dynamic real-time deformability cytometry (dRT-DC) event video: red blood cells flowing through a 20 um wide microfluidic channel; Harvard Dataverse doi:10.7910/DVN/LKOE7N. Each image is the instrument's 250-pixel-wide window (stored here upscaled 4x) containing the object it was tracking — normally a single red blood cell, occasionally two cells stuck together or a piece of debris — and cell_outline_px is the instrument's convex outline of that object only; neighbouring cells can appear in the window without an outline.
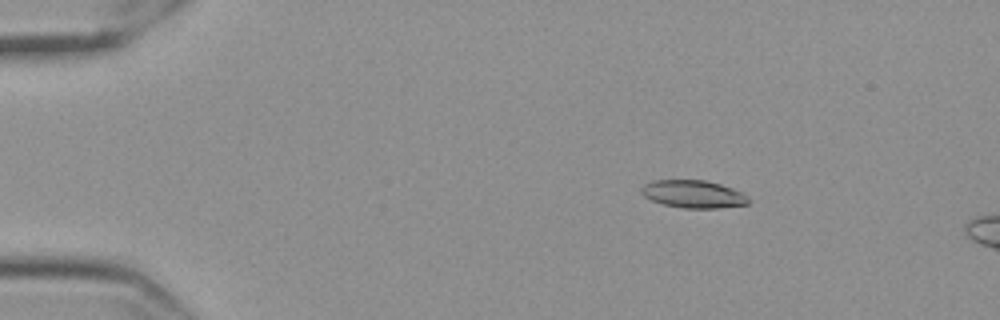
{"species": "Egyptian fruit bat (a non-hibernating species)", "species_latin": "Rousettus aegyptiacus", "temperature_condition": "cold", "stored_images_in_passage": 15, "camera_frame_rate_fps": 3000, "um_per_image_px": 0.085, "frame": {"image": 1, "passage_image": 9, "time_ms": 2.667, "image_size_px": [1000, 320], "cell_outline_px": [[748, 204], [720, 208], [684, 208], [664, 204], [652, 200], [644, 196], [640, 192], [640, 188], [644, 184], [652, 180], [704, 180], [720, 184], [744, 192], [748, 200]], "centroid_in_image_um": [58.92, 16.49], "position_along_channel_um": 26.1, "area_um2": 17.28}}